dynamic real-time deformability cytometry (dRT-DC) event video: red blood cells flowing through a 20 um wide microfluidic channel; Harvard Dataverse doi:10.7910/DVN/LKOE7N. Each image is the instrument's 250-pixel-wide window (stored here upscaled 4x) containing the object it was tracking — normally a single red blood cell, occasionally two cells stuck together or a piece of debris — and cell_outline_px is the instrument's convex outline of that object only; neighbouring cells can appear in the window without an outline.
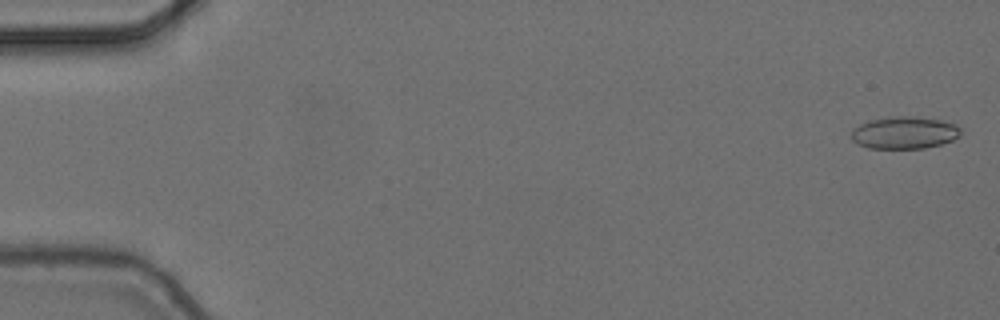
{"species": "common noctule bat (a hibernating species)", "species_latin": "Nyctalus noctula", "temperature_condition": "cold", "stored_images_in_passage": 5, "camera_frame_rate_fps": 3000, "um_per_image_px": 0.085, "animal": {"sex": "female", "body_mass_g": 24.6, "forearm_length_mm": 56.2}, "frame": {"image": 1, "passage_image": 1, "time_ms": 0.0, "image_size_px": [1000, 320], "cell_outline_px": [[960, 136], [952, 140], [940, 144], [924, 148], [868, 148], [852, 140], [852, 128], [860, 124], [872, 120], [888, 116], [912, 116], [940, 120], [956, 124], [960, 128]], "centroid_in_image_um": [76.88, 11.27], "position_along_channel_um": 8.1, "area_um2": 20.46}}